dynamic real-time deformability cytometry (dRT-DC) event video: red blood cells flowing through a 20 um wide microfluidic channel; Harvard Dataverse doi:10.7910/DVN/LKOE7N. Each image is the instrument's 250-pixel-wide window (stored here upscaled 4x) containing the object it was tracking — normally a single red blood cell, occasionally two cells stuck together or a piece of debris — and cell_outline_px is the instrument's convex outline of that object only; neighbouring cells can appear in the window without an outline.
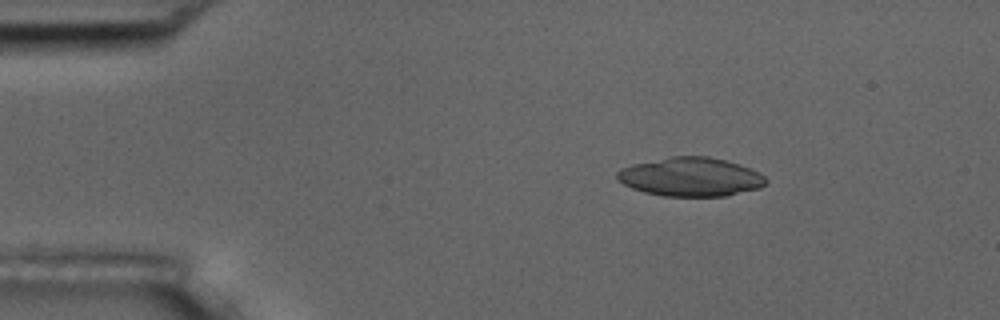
{"species": "common noctule bat (a hibernating species)", "species_latin": "Nyctalus noctula", "temperature_condition": "room temperature", "stored_images_in_passage": 4, "camera_frame_rate_fps": 3000, "um_per_image_px": 0.085, "animal": {"sex": "male", "body_mass_g": 17.5, "forearm_length_mm": 52.3}, "frame": {"image": 1, "passage_image": 2, "time_ms": 1.0, "image_size_px": [1000, 320], "cell_outline_px": [[768, 180], [760, 188], [724, 196], [664, 196], [644, 192], [632, 188], [616, 180], [616, 172], [620, 168], [632, 164], [672, 156], [708, 156], [728, 160], [740, 164], [760, 172]], "centroid_in_image_um": [58.7, 15.03], "position_along_channel_um": 26.3, "area_um2": 33.87}}